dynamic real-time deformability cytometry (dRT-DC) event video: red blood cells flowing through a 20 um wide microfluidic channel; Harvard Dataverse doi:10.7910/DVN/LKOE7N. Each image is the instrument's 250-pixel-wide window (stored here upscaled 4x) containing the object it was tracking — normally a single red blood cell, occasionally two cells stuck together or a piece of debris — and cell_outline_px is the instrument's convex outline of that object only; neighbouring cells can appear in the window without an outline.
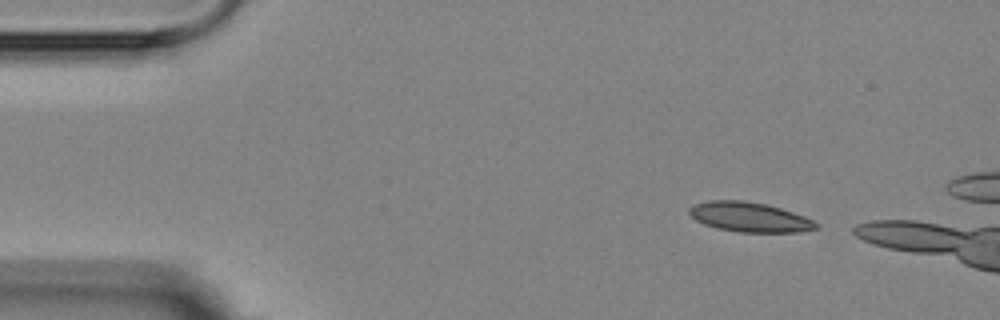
{"species": "Egyptian fruit bat (a non-hibernating species)", "species_latin": "Rousettus aegyptiacus", "temperature_condition": "room temperature", "stored_images_in_passage": 4, "camera_frame_rate_fps": 3000, "um_per_image_px": 0.085, "animal": {"sex": "female"}, "frame": {"image": 1, "passage_image": 1, "time_ms": 0.0, "image_size_px": [1000, 320], "cell_outline_px": [[820, 224], [816, 228], [800, 232], [736, 232], [716, 228], [704, 224], [696, 220], [688, 212], [688, 208], [696, 204], [712, 200], [744, 200], [764, 204], [780, 208], [804, 216]], "centroid_in_image_um": [63.7, 18.46], "position_along_channel_um": 21.3, "area_um2": 21.85}}